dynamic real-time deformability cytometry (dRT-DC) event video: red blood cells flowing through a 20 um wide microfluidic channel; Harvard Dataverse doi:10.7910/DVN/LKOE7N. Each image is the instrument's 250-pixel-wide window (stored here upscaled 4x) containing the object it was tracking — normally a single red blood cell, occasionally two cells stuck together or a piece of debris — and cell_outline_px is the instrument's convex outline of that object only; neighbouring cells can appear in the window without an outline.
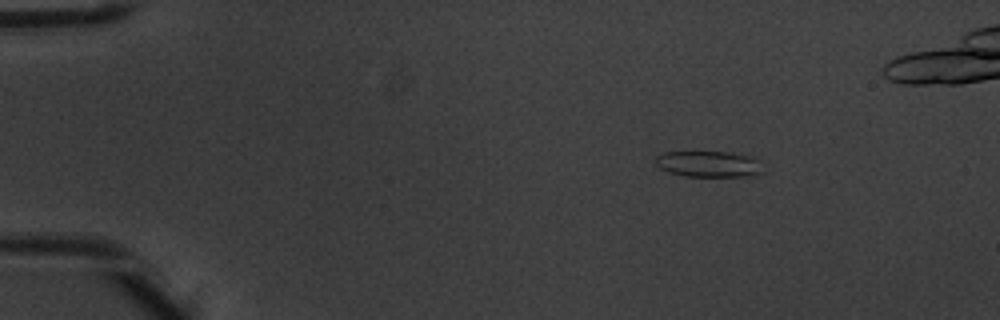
{"species": "common noctule bat (a hibernating species)", "species_latin": "Nyctalus noctula", "temperature_condition": "warm", "stored_images_in_passage": 7, "camera_frame_rate_fps": 3000, "um_per_image_px": 0.085, "animal": {"sex": "male", "body_mass_g": 20.1, "forearm_length_mm": 53.5}, "frame": {"image": 1, "passage_image": 1, "time_ms": 0.0, "image_size_px": [1000, 320], "cell_outline_px": [[764, 172], [756, 176], [684, 176], [660, 168], [656, 164], [656, 156], [664, 152], [728, 152], [756, 156]], "centroid_in_image_um": [60.32, 13.94], "position_along_channel_um": 24.7, "area_um2": 16.42}}
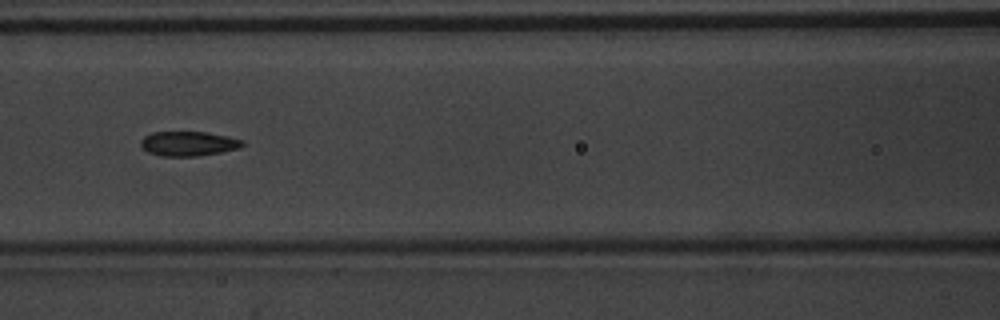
{"frame": {"image": 2, "passage_image": 5, "time_ms": 1.333, "image_size_px": [1000, 320], "cell_outline_px": [[244, 144], [240, 148], [220, 152], [196, 156], [160, 156], [148, 152], [140, 148], [140, 140], [144, 136], [152, 132], [208, 132], [228, 136], [244, 140]], "centroid_in_image_um": [15.99, 12.2], "position_along_channel_um": 150.6, "area_um2": 14.74}}
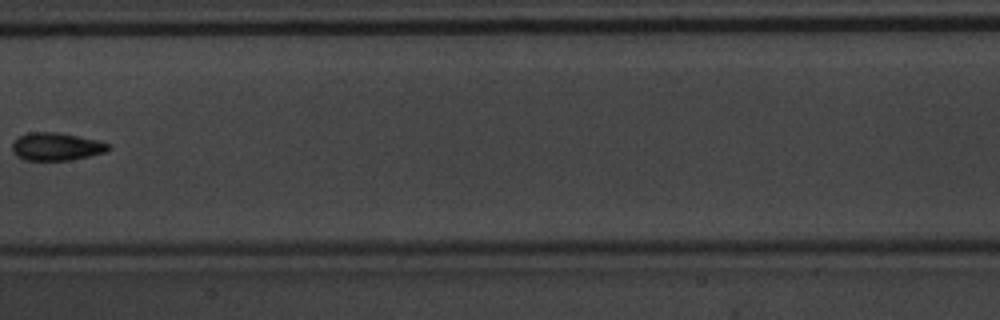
{"frame": {"image": 3, "passage_image": 6, "time_ms": 1.667, "image_size_px": [1000, 320], "cell_outline_px": [[112, 148], [104, 152], [88, 156], [68, 160], [24, 160], [16, 156], [12, 152], [12, 144], [20, 136], [28, 132], [56, 132], [96, 140], [112, 144]], "centroid_in_image_um": [4.78, 12.46], "position_along_channel_um": 202.6, "area_um2": 15.49}}